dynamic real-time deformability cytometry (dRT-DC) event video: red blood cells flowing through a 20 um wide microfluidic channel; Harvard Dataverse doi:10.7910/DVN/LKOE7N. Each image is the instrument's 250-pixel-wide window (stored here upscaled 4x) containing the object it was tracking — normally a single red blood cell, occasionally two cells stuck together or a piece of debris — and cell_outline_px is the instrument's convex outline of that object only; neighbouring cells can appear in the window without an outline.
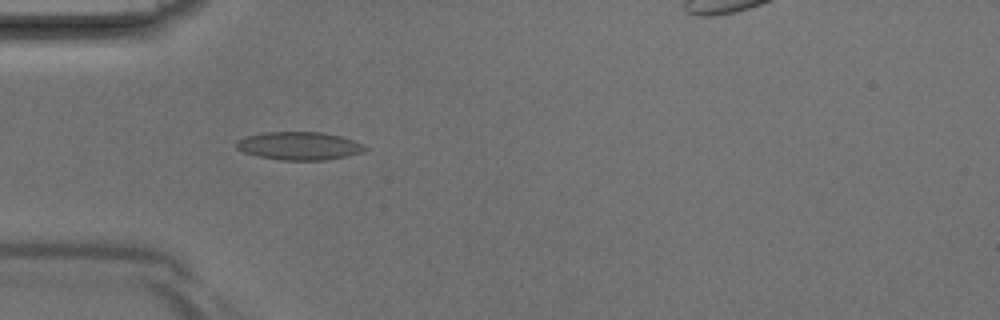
{"species": "Egyptian fruit bat (a non-hibernating species)", "species_latin": "Rousettus aegyptiacus", "temperature_condition": "room temperature", "stored_images_in_passage": 3, "camera_frame_rate_fps": 3000, "um_per_image_px": 0.085, "animal": {"sex": "male"}, "frame": {"image": 1, "passage_image": 3, "time_ms": 0.667, "image_size_px": [1000, 320], "cell_outline_px": [[368, 148], [360, 152], [348, 156], [324, 160], [280, 160], [256, 156], [244, 152], [236, 148], [236, 140], [248, 136], [264, 132], [320, 132], [340, 136], [364, 144]], "centroid_in_image_um": [25.41, 12.4], "position_along_channel_um": 59.6, "area_um2": 20.98}}